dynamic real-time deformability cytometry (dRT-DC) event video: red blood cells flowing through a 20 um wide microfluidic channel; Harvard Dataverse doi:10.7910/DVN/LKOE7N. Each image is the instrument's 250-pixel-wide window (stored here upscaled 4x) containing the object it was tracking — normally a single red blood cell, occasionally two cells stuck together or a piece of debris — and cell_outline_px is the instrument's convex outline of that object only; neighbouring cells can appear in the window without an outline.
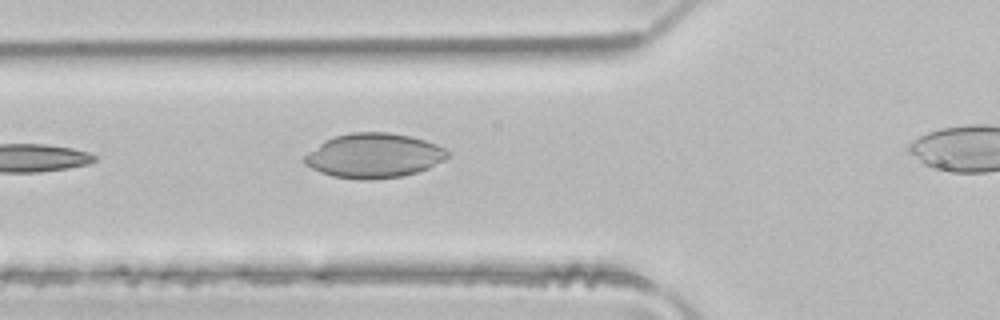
{"species": "common noctule bat (a hibernating species)", "species_latin": "Nyctalus noctula", "temperature_condition": "room temperature", "stored_images_in_passage": 4, "segment_of_instrument_passage": [1, 2], "camera_frame_rate_fps": 3000, "um_per_image_px": 0.085, "animal": {"sex": "male", "body_mass_g": 21.5, "forearm_length_mm": 52.0}, "frame": {"image": 1, "passage_image": 3, "time_ms": 0.667, "image_size_px": [1000, 320], "cell_outline_px": [[448, 156], [444, 160], [428, 168], [404, 176], [372, 180], [360, 180], [332, 176], [320, 172], [304, 164], [304, 156], [308, 152], [324, 140], [336, 136], [352, 132], [388, 132], [408, 136], [424, 140], [436, 144], [444, 148], [448, 152]], "centroid_in_image_um": [31.76, 13.24], "position_along_channel_um": 94.0, "area_um2": 37.11}}